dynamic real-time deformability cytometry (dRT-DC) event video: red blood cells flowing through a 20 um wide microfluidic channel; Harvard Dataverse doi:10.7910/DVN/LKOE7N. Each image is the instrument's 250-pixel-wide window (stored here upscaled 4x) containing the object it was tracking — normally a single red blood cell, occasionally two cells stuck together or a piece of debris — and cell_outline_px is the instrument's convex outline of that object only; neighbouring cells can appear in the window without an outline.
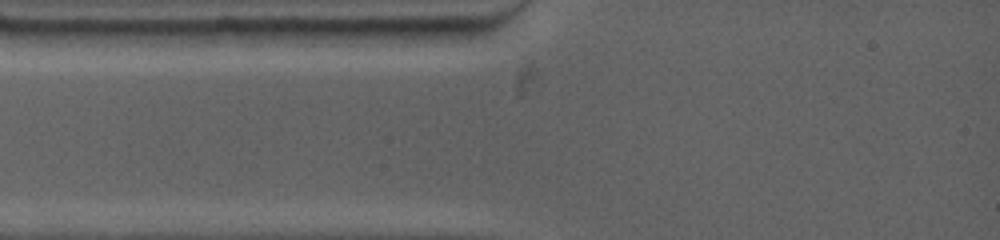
{"species": "common noctule bat (a hibernating species)", "species_latin": "Nyctalus noctula", "temperature_condition": "warm", "stored_images_in_passage": 2, "camera_frame_rate_fps": 4500, "um_per_image_px": 0.085, "animal": {"sex": "female", "body_mass_g": 19.0, "forearm_length_mm": 53.3}, "frame": {"image": 1, "passage_image": 1, "time_ms": 0.0, "image_size_px": [1000, 240], "cell_outline_px": [[240, 28], [224, 44], [156, 48], [144, 44], [144, 32], [176, 28]], "centroid_in_image_um": [15.99, 3.15], "position_along_channel_um": 69.0, "area_um2": 10.87}}